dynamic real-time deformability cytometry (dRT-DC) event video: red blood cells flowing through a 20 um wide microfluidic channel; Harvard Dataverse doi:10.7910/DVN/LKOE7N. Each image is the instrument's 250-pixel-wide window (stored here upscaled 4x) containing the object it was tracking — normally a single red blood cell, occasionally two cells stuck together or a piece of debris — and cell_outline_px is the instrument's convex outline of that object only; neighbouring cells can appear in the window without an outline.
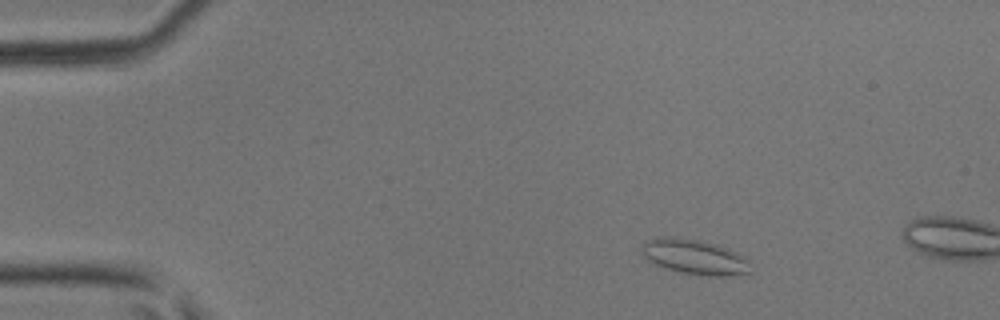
{"species": "common noctule bat (a hibernating species)", "species_latin": "Nyctalus noctula", "temperature_condition": "room temperature", "stored_images_in_passage": 6, "camera_frame_rate_fps": 3000, "um_per_image_px": 0.085, "animal": {"sex": "male", "body_mass_g": 17.9, "forearm_length_mm": 54.2}, "frame": {"image": 1, "passage_image": 1, "time_ms": 0.0, "image_size_px": [1000, 320], "cell_outline_px": [[752, 272], [724, 276], [704, 276], [676, 272], [664, 268], [648, 260], [644, 256], [640, 248], [648, 240], [656, 236], [672, 236], [696, 240], [716, 244], [728, 248], [744, 256], [748, 260]], "centroid_in_image_um": [59.03, 21.84], "position_along_channel_um": 26.0, "area_um2": 22.43}}